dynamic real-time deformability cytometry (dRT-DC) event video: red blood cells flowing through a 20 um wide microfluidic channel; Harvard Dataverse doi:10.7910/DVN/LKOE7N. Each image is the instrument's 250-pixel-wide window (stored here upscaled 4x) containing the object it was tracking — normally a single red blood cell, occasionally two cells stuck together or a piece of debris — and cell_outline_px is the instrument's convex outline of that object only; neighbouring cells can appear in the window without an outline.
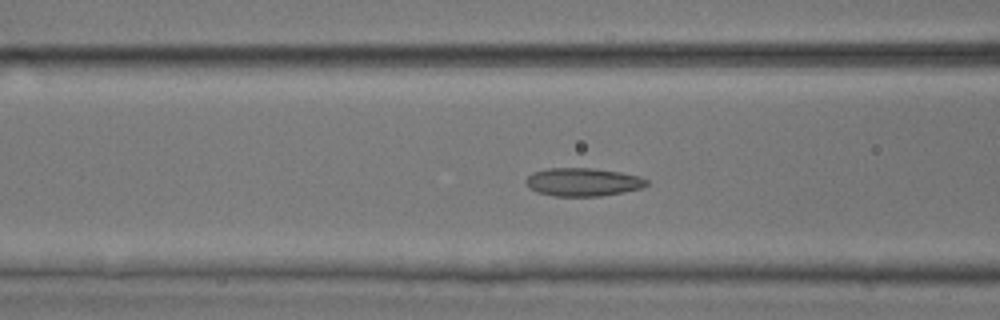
{"species": "common noctule bat (a hibernating species)", "species_latin": "Nyctalus noctula", "temperature_condition": "room temperature", "stored_images_in_passage": 46, "camera_frame_rate_fps": 3000, "um_per_image_px": 0.085, "animal": {"sex": "male", "body_mass_g": 17.9, "forearm_length_mm": 54.2}, "frame": {"image": 1, "passage_image": 16, "time_ms": 5.0, "image_size_px": [1000, 320], "cell_outline_px": [[648, 184], [640, 188], [624, 192], [600, 196], [552, 196], [536, 192], [528, 188], [524, 184], [524, 180], [532, 172], [548, 168], [592, 168], [620, 172], [640, 176], [648, 180]], "centroid_in_image_um": [49.49, 15.47], "position_along_channel_um": 117.1, "area_um2": 20.06}}
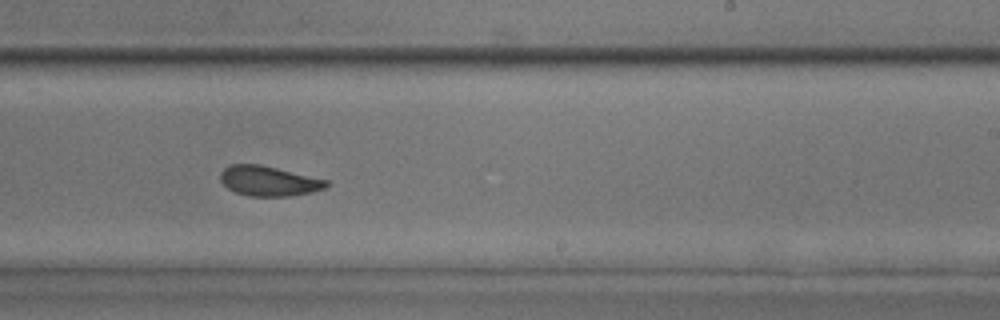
{"frame": {"image": 2, "passage_image": 27, "time_ms": 8.667, "image_size_px": [1000, 320], "cell_outline_px": [[328, 184], [324, 188], [312, 192], [288, 196], [248, 196], [236, 192], [228, 188], [220, 180], [220, 172], [228, 164], [260, 164], [328, 180]], "centroid_in_image_um": [22.81, 15.37], "position_along_channel_um": 266.2, "area_um2": 18.44}}
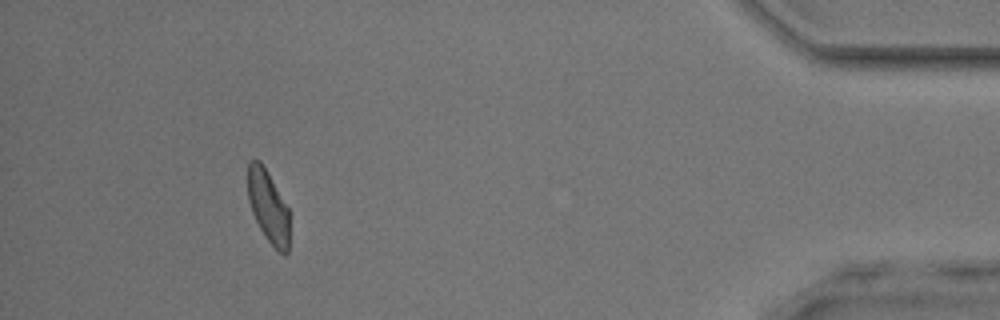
{"frame": {"image": 3, "passage_image": 42, "time_ms": 13.667, "image_size_px": [1000, 320], "cell_outline_px": [[288, 252], [284, 256], [268, 240], [260, 228], [252, 212], [248, 200], [248, 164], [252, 160], [260, 160], [288, 208]], "centroid_in_image_um": [22.78, 17.55], "position_along_channel_um": 412.4, "area_um2": 17.05}, "authors_computed_cell_mechanics": {"area_um2": 18.8428, "velocity_mm_per_s": 4.0844, "shape_relaxation_time_tau1_ms": null, "shape_relaxation_time_tau2_ms": 1.7317, "deformation_change_tau1": null, "deformation_change_tau2": 0.083}}